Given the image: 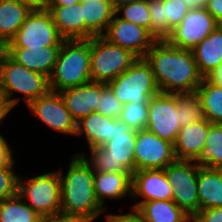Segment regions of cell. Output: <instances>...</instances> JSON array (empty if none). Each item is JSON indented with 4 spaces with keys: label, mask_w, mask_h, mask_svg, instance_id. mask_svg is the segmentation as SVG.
I'll use <instances>...</instances> for the list:
<instances>
[{
    "label": "cell",
    "mask_w": 222,
    "mask_h": 222,
    "mask_svg": "<svg viewBox=\"0 0 222 222\" xmlns=\"http://www.w3.org/2000/svg\"><path fill=\"white\" fill-rule=\"evenodd\" d=\"M40 218L18 194L0 201V222H39Z\"/></svg>",
    "instance_id": "cell-30"
},
{
    "label": "cell",
    "mask_w": 222,
    "mask_h": 222,
    "mask_svg": "<svg viewBox=\"0 0 222 222\" xmlns=\"http://www.w3.org/2000/svg\"><path fill=\"white\" fill-rule=\"evenodd\" d=\"M194 163L200 167L222 170V124H212L202 148Z\"/></svg>",
    "instance_id": "cell-29"
},
{
    "label": "cell",
    "mask_w": 222,
    "mask_h": 222,
    "mask_svg": "<svg viewBox=\"0 0 222 222\" xmlns=\"http://www.w3.org/2000/svg\"><path fill=\"white\" fill-rule=\"evenodd\" d=\"M11 110L12 109L5 98L3 87L0 82V115L4 118Z\"/></svg>",
    "instance_id": "cell-44"
},
{
    "label": "cell",
    "mask_w": 222,
    "mask_h": 222,
    "mask_svg": "<svg viewBox=\"0 0 222 222\" xmlns=\"http://www.w3.org/2000/svg\"><path fill=\"white\" fill-rule=\"evenodd\" d=\"M135 211L146 222H185L190 217L173 200L143 202Z\"/></svg>",
    "instance_id": "cell-27"
},
{
    "label": "cell",
    "mask_w": 222,
    "mask_h": 222,
    "mask_svg": "<svg viewBox=\"0 0 222 222\" xmlns=\"http://www.w3.org/2000/svg\"><path fill=\"white\" fill-rule=\"evenodd\" d=\"M151 20V35L157 41L166 40L173 32L164 18V0H148Z\"/></svg>",
    "instance_id": "cell-33"
},
{
    "label": "cell",
    "mask_w": 222,
    "mask_h": 222,
    "mask_svg": "<svg viewBox=\"0 0 222 222\" xmlns=\"http://www.w3.org/2000/svg\"><path fill=\"white\" fill-rule=\"evenodd\" d=\"M193 219L195 222H222V207L200 210Z\"/></svg>",
    "instance_id": "cell-38"
},
{
    "label": "cell",
    "mask_w": 222,
    "mask_h": 222,
    "mask_svg": "<svg viewBox=\"0 0 222 222\" xmlns=\"http://www.w3.org/2000/svg\"><path fill=\"white\" fill-rule=\"evenodd\" d=\"M191 221H192V222H195L194 219H193V217H189L185 222H191Z\"/></svg>",
    "instance_id": "cell-50"
},
{
    "label": "cell",
    "mask_w": 222,
    "mask_h": 222,
    "mask_svg": "<svg viewBox=\"0 0 222 222\" xmlns=\"http://www.w3.org/2000/svg\"><path fill=\"white\" fill-rule=\"evenodd\" d=\"M132 175L130 173L94 172V189L99 204L104 208L105 199L131 196Z\"/></svg>",
    "instance_id": "cell-22"
},
{
    "label": "cell",
    "mask_w": 222,
    "mask_h": 222,
    "mask_svg": "<svg viewBox=\"0 0 222 222\" xmlns=\"http://www.w3.org/2000/svg\"><path fill=\"white\" fill-rule=\"evenodd\" d=\"M18 195L40 217L61 212V181L58 170L25 181L19 177Z\"/></svg>",
    "instance_id": "cell-8"
},
{
    "label": "cell",
    "mask_w": 222,
    "mask_h": 222,
    "mask_svg": "<svg viewBox=\"0 0 222 222\" xmlns=\"http://www.w3.org/2000/svg\"><path fill=\"white\" fill-rule=\"evenodd\" d=\"M176 94L159 92L150 98L146 130L174 144L180 130Z\"/></svg>",
    "instance_id": "cell-11"
},
{
    "label": "cell",
    "mask_w": 222,
    "mask_h": 222,
    "mask_svg": "<svg viewBox=\"0 0 222 222\" xmlns=\"http://www.w3.org/2000/svg\"><path fill=\"white\" fill-rule=\"evenodd\" d=\"M15 163L12 157V149L0 134V167L12 166Z\"/></svg>",
    "instance_id": "cell-40"
},
{
    "label": "cell",
    "mask_w": 222,
    "mask_h": 222,
    "mask_svg": "<svg viewBox=\"0 0 222 222\" xmlns=\"http://www.w3.org/2000/svg\"><path fill=\"white\" fill-rule=\"evenodd\" d=\"M82 0H48L47 7H63L80 3Z\"/></svg>",
    "instance_id": "cell-46"
},
{
    "label": "cell",
    "mask_w": 222,
    "mask_h": 222,
    "mask_svg": "<svg viewBox=\"0 0 222 222\" xmlns=\"http://www.w3.org/2000/svg\"><path fill=\"white\" fill-rule=\"evenodd\" d=\"M119 120L136 131L145 129L148 120V104H124Z\"/></svg>",
    "instance_id": "cell-34"
},
{
    "label": "cell",
    "mask_w": 222,
    "mask_h": 222,
    "mask_svg": "<svg viewBox=\"0 0 222 222\" xmlns=\"http://www.w3.org/2000/svg\"><path fill=\"white\" fill-rule=\"evenodd\" d=\"M84 39L102 36L115 15L113 0H82Z\"/></svg>",
    "instance_id": "cell-20"
},
{
    "label": "cell",
    "mask_w": 222,
    "mask_h": 222,
    "mask_svg": "<svg viewBox=\"0 0 222 222\" xmlns=\"http://www.w3.org/2000/svg\"><path fill=\"white\" fill-rule=\"evenodd\" d=\"M91 82L107 84L124 73L137 59L131 51L108 42L102 36L90 38Z\"/></svg>",
    "instance_id": "cell-6"
},
{
    "label": "cell",
    "mask_w": 222,
    "mask_h": 222,
    "mask_svg": "<svg viewBox=\"0 0 222 222\" xmlns=\"http://www.w3.org/2000/svg\"><path fill=\"white\" fill-rule=\"evenodd\" d=\"M66 175L61 168V212L69 213L83 222H92L105 211L96 197L94 170L82 155H72Z\"/></svg>",
    "instance_id": "cell-2"
},
{
    "label": "cell",
    "mask_w": 222,
    "mask_h": 222,
    "mask_svg": "<svg viewBox=\"0 0 222 222\" xmlns=\"http://www.w3.org/2000/svg\"><path fill=\"white\" fill-rule=\"evenodd\" d=\"M144 58L150 64L160 92L195 93L204 79L192 50L173 47L166 40L156 41Z\"/></svg>",
    "instance_id": "cell-1"
},
{
    "label": "cell",
    "mask_w": 222,
    "mask_h": 222,
    "mask_svg": "<svg viewBox=\"0 0 222 222\" xmlns=\"http://www.w3.org/2000/svg\"><path fill=\"white\" fill-rule=\"evenodd\" d=\"M52 15L59 35L64 40L84 39L82 4L63 7H46Z\"/></svg>",
    "instance_id": "cell-24"
},
{
    "label": "cell",
    "mask_w": 222,
    "mask_h": 222,
    "mask_svg": "<svg viewBox=\"0 0 222 222\" xmlns=\"http://www.w3.org/2000/svg\"><path fill=\"white\" fill-rule=\"evenodd\" d=\"M215 18L204 8H191L166 41L173 47L192 50L215 28Z\"/></svg>",
    "instance_id": "cell-13"
},
{
    "label": "cell",
    "mask_w": 222,
    "mask_h": 222,
    "mask_svg": "<svg viewBox=\"0 0 222 222\" xmlns=\"http://www.w3.org/2000/svg\"><path fill=\"white\" fill-rule=\"evenodd\" d=\"M212 125L205 118L180 128L173 150L176 160L194 161L200 154Z\"/></svg>",
    "instance_id": "cell-19"
},
{
    "label": "cell",
    "mask_w": 222,
    "mask_h": 222,
    "mask_svg": "<svg viewBox=\"0 0 222 222\" xmlns=\"http://www.w3.org/2000/svg\"><path fill=\"white\" fill-rule=\"evenodd\" d=\"M63 40L49 10L32 9L16 35L4 47L61 46Z\"/></svg>",
    "instance_id": "cell-9"
},
{
    "label": "cell",
    "mask_w": 222,
    "mask_h": 222,
    "mask_svg": "<svg viewBox=\"0 0 222 222\" xmlns=\"http://www.w3.org/2000/svg\"><path fill=\"white\" fill-rule=\"evenodd\" d=\"M191 8L204 7L207 0H183Z\"/></svg>",
    "instance_id": "cell-47"
},
{
    "label": "cell",
    "mask_w": 222,
    "mask_h": 222,
    "mask_svg": "<svg viewBox=\"0 0 222 222\" xmlns=\"http://www.w3.org/2000/svg\"><path fill=\"white\" fill-rule=\"evenodd\" d=\"M191 9L183 0H164V18L174 30Z\"/></svg>",
    "instance_id": "cell-37"
},
{
    "label": "cell",
    "mask_w": 222,
    "mask_h": 222,
    "mask_svg": "<svg viewBox=\"0 0 222 222\" xmlns=\"http://www.w3.org/2000/svg\"><path fill=\"white\" fill-rule=\"evenodd\" d=\"M192 52L200 73L207 78L222 63V31L216 27Z\"/></svg>",
    "instance_id": "cell-25"
},
{
    "label": "cell",
    "mask_w": 222,
    "mask_h": 222,
    "mask_svg": "<svg viewBox=\"0 0 222 222\" xmlns=\"http://www.w3.org/2000/svg\"><path fill=\"white\" fill-rule=\"evenodd\" d=\"M12 166L0 167V201L14 197L18 194L19 176L13 171Z\"/></svg>",
    "instance_id": "cell-36"
},
{
    "label": "cell",
    "mask_w": 222,
    "mask_h": 222,
    "mask_svg": "<svg viewBox=\"0 0 222 222\" xmlns=\"http://www.w3.org/2000/svg\"><path fill=\"white\" fill-rule=\"evenodd\" d=\"M173 188L164 169L139 170L132 174L131 197L144 199L132 206L136 210L143 202L172 200Z\"/></svg>",
    "instance_id": "cell-16"
},
{
    "label": "cell",
    "mask_w": 222,
    "mask_h": 222,
    "mask_svg": "<svg viewBox=\"0 0 222 222\" xmlns=\"http://www.w3.org/2000/svg\"><path fill=\"white\" fill-rule=\"evenodd\" d=\"M28 108L33 115L56 132L76 135L77 122L67 110L59 92L49 90L45 95L33 100Z\"/></svg>",
    "instance_id": "cell-14"
},
{
    "label": "cell",
    "mask_w": 222,
    "mask_h": 222,
    "mask_svg": "<svg viewBox=\"0 0 222 222\" xmlns=\"http://www.w3.org/2000/svg\"><path fill=\"white\" fill-rule=\"evenodd\" d=\"M3 119H4V118L0 115V122H2Z\"/></svg>",
    "instance_id": "cell-51"
},
{
    "label": "cell",
    "mask_w": 222,
    "mask_h": 222,
    "mask_svg": "<svg viewBox=\"0 0 222 222\" xmlns=\"http://www.w3.org/2000/svg\"><path fill=\"white\" fill-rule=\"evenodd\" d=\"M175 160L172 143L146 129L137 131L134 150L135 171L164 169Z\"/></svg>",
    "instance_id": "cell-12"
},
{
    "label": "cell",
    "mask_w": 222,
    "mask_h": 222,
    "mask_svg": "<svg viewBox=\"0 0 222 222\" xmlns=\"http://www.w3.org/2000/svg\"><path fill=\"white\" fill-rule=\"evenodd\" d=\"M106 85L123 104H149L150 98L160 92L145 58H138L124 73Z\"/></svg>",
    "instance_id": "cell-7"
},
{
    "label": "cell",
    "mask_w": 222,
    "mask_h": 222,
    "mask_svg": "<svg viewBox=\"0 0 222 222\" xmlns=\"http://www.w3.org/2000/svg\"><path fill=\"white\" fill-rule=\"evenodd\" d=\"M107 85L98 82H89L76 87L60 91V95L67 110L76 122L87 115L96 112L100 101L101 91Z\"/></svg>",
    "instance_id": "cell-17"
},
{
    "label": "cell",
    "mask_w": 222,
    "mask_h": 222,
    "mask_svg": "<svg viewBox=\"0 0 222 222\" xmlns=\"http://www.w3.org/2000/svg\"><path fill=\"white\" fill-rule=\"evenodd\" d=\"M31 10L17 0H0V49L16 35Z\"/></svg>",
    "instance_id": "cell-26"
},
{
    "label": "cell",
    "mask_w": 222,
    "mask_h": 222,
    "mask_svg": "<svg viewBox=\"0 0 222 222\" xmlns=\"http://www.w3.org/2000/svg\"><path fill=\"white\" fill-rule=\"evenodd\" d=\"M176 110L181 128L205 118L202 105L195 93L176 94Z\"/></svg>",
    "instance_id": "cell-31"
},
{
    "label": "cell",
    "mask_w": 222,
    "mask_h": 222,
    "mask_svg": "<svg viewBox=\"0 0 222 222\" xmlns=\"http://www.w3.org/2000/svg\"><path fill=\"white\" fill-rule=\"evenodd\" d=\"M123 103L113 94L111 89L106 86L101 91V97L96 112L104 116L119 119L123 109Z\"/></svg>",
    "instance_id": "cell-35"
},
{
    "label": "cell",
    "mask_w": 222,
    "mask_h": 222,
    "mask_svg": "<svg viewBox=\"0 0 222 222\" xmlns=\"http://www.w3.org/2000/svg\"><path fill=\"white\" fill-rule=\"evenodd\" d=\"M90 61V39L63 40L49 77L50 90L60 92L91 82Z\"/></svg>",
    "instance_id": "cell-4"
},
{
    "label": "cell",
    "mask_w": 222,
    "mask_h": 222,
    "mask_svg": "<svg viewBox=\"0 0 222 222\" xmlns=\"http://www.w3.org/2000/svg\"><path fill=\"white\" fill-rule=\"evenodd\" d=\"M31 9H43L47 7L48 0H17Z\"/></svg>",
    "instance_id": "cell-45"
},
{
    "label": "cell",
    "mask_w": 222,
    "mask_h": 222,
    "mask_svg": "<svg viewBox=\"0 0 222 222\" xmlns=\"http://www.w3.org/2000/svg\"><path fill=\"white\" fill-rule=\"evenodd\" d=\"M114 133L115 118L93 112L77 122L75 136H83L85 134L84 136L90 149L102 147L113 139Z\"/></svg>",
    "instance_id": "cell-21"
},
{
    "label": "cell",
    "mask_w": 222,
    "mask_h": 222,
    "mask_svg": "<svg viewBox=\"0 0 222 222\" xmlns=\"http://www.w3.org/2000/svg\"><path fill=\"white\" fill-rule=\"evenodd\" d=\"M61 46L3 47L2 50L16 63L48 78L53 72Z\"/></svg>",
    "instance_id": "cell-18"
},
{
    "label": "cell",
    "mask_w": 222,
    "mask_h": 222,
    "mask_svg": "<svg viewBox=\"0 0 222 222\" xmlns=\"http://www.w3.org/2000/svg\"><path fill=\"white\" fill-rule=\"evenodd\" d=\"M207 79H209L218 87L222 88V63L211 72Z\"/></svg>",
    "instance_id": "cell-43"
},
{
    "label": "cell",
    "mask_w": 222,
    "mask_h": 222,
    "mask_svg": "<svg viewBox=\"0 0 222 222\" xmlns=\"http://www.w3.org/2000/svg\"><path fill=\"white\" fill-rule=\"evenodd\" d=\"M204 8L215 18L216 22L222 20V0H207Z\"/></svg>",
    "instance_id": "cell-42"
},
{
    "label": "cell",
    "mask_w": 222,
    "mask_h": 222,
    "mask_svg": "<svg viewBox=\"0 0 222 222\" xmlns=\"http://www.w3.org/2000/svg\"><path fill=\"white\" fill-rule=\"evenodd\" d=\"M195 94L202 105L205 119L212 124H222V88L204 78Z\"/></svg>",
    "instance_id": "cell-28"
},
{
    "label": "cell",
    "mask_w": 222,
    "mask_h": 222,
    "mask_svg": "<svg viewBox=\"0 0 222 222\" xmlns=\"http://www.w3.org/2000/svg\"><path fill=\"white\" fill-rule=\"evenodd\" d=\"M134 1H140V0H113V3L114 5H120L123 3L134 2Z\"/></svg>",
    "instance_id": "cell-48"
},
{
    "label": "cell",
    "mask_w": 222,
    "mask_h": 222,
    "mask_svg": "<svg viewBox=\"0 0 222 222\" xmlns=\"http://www.w3.org/2000/svg\"><path fill=\"white\" fill-rule=\"evenodd\" d=\"M106 222H146L136 211L124 214H108Z\"/></svg>",
    "instance_id": "cell-39"
},
{
    "label": "cell",
    "mask_w": 222,
    "mask_h": 222,
    "mask_svg": "<svg viewBox=\"0 0 222 222\" xmlns=\"http://www.w3.org/2000/svg\"><path fill=\"white\" fill-rule=\"evenodd\" d=\"M136 135V130L115 118V133L111 141L102 147L90 148V160L84 152L77 153V155H82L94 172L130 173L132 175L135 172Z\"/></svg>",
    "instance_id": "cell-3"
},
{
    "label": "cell",
    "mask_w": 222,
    "mask_h": 222,
    "mask_svg": "<svg viewBox=\"0 0 222 222\" xmlns=\"http://www.w3.org/2000/svg\"><path fill=\"white\" fill-rule=\"evenodd\" d=\"M39 222H83L69 213L58 212L40 218Z\"/></svg>",
    "instance_id": "cell-41"
},
{
    "label": "cell",
    "mask_w": 222,
    "mask_h": 222,
    "mask_svg": "<svg viewBox=\"0 0 222 222\" xmlns=\"http://www.w3.org/2000/svg\"><path fill=\"white\" fill-rule=\"evenodd\" d=\"M173 188L172 200L190 217L199 211L197 172L194 161L175 160L164 168Z\"/></svg>",
    "instance_id": "cell-10"
},
{
    "label": "cell",
    "mask_w": 222,
    "mask_h": 222,
    "mask_svg": "<svg viewBox=\"0 0 222 222\" xmlns=\"http://www.w3.org/2000/svg\"><path fill=\"white\" fill-rule=\"evenodd\" d=\"M0 82L11 109L20 101V98L13 97L16 92L25 96L24 100L28 106L50 90L47 76L16 63L2 49H0Z\"/></svg>",
    "instance_id": "cell-5"
},
{
    "label": "cell",
    "mask_w": 222,
    "mask_h": 222,
    "mask_svg": "<svg viewBox=\"0 0 222 222\" xmlns=\"http://www.w3.org/2000/svg\"><path fill=\"white\" fill-rule=\"evenodd\" d=\"M217 27L222 31V20L217 22Z\"/></svg>",
    "instance_id": "cell-49"
},
{
    "label": "cell",
    "mask_w": 222,
    "mask_h": 222,
    "mask_svg": "<svg viewBox=\"0 0 222 222\" xmlns=\"http://www.w3.org/2000/svg\"><path fill=\"white\" fill-rule=\"evenodd\" d=\"M102 37L114 45L131 51L138 58H144L157 41L144 27L122 20L116 14Z\"/></svg>",
    "instance_id": "cell-15"
},
{
    "label": "cell",
    "mask_w": 222,
    "mask_h": 222,
    "mask_svg": "<svg viewBox=\"0 0 222 222\" xmlns=\"http://www.w3.org/2000/svg\"><path fill=\"white\" fill-rule=\"evenodd\" d=\"M197 184L199 211L222 207V170L198 166Z\"/></svg>",
    "instance_id": "cell-23"
},
{
    "label": "cell",
    "mask_w": 222,
    "mask_h": 222,
    "mask_svg": "<svg viewBox=\"0 0 222 222\" xmlns=\"http://www.w3.org/2000/svg\"><path fill=\"white\" fill-rule=\"evenodd\" d=\"M123 13L122 20H126L136 25L142 26L151 33V20L148 0H140L134 2L115 5V14Z\"/></svg>",
    "instance_id": "cell-32"
}]
</instances>
